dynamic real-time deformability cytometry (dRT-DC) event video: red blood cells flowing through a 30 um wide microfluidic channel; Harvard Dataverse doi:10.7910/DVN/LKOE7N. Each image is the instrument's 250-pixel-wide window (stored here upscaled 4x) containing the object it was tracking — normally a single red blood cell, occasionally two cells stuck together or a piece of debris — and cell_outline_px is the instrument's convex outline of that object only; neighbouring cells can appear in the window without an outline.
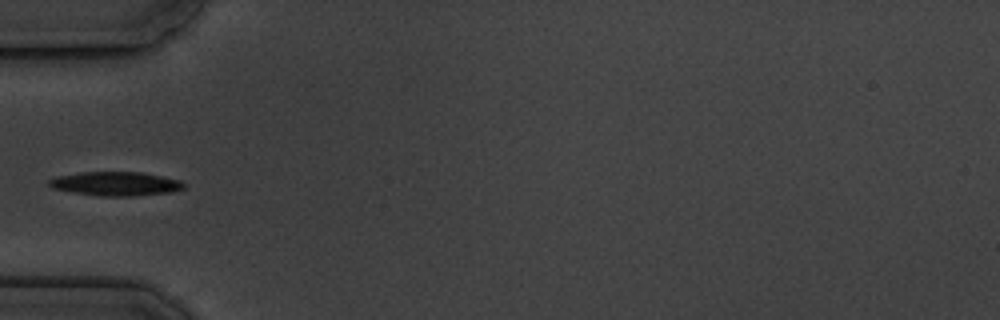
{"species": "common noctule bat (a hibernating species)", "species_latin": "Nyctalus noctula", "temperature_condition": "cold", "stored_images_in_passage": 5, "camera_frame_rate_fps": 3000, "um_per_image_px": 0.085, "animal": {"sex": "male", "body_mass_g": 19.5, "forearm_length_mm": 54.6}, "frame": {"image": 1, "passage_image": 5, "time_ms": 4.667, "image_size_px": [1000, 320], "cell_outline_px": [[184, 188], [172, 192], [132, 196], [100, 196], [72, 192], [52, 188], [48, 184], [48, 180], [56, 176], [80, 172], [144, 172], [180, 180], [184, 184]], "centroid_in_image_um": [9.82, 15.61], "position_along_channel_um": 75.2, "area_um2": 18.9}}